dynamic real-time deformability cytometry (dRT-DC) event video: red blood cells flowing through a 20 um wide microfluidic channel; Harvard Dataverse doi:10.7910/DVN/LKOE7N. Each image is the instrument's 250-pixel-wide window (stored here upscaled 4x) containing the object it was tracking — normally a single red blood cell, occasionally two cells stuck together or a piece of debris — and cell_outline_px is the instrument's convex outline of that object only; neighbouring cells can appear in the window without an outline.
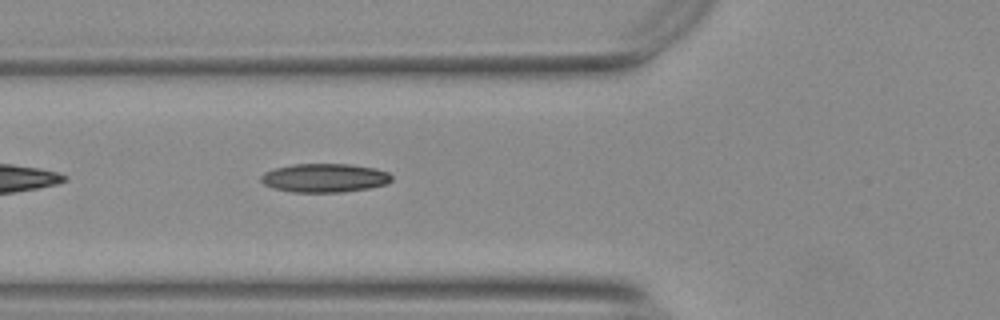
{"species": "Egyptian fruit bat (a non-hibernating species)", "species_latin": "Rousettus aegyptiacus", "temperature_condition": "warm", "stored_images_in_passage": 14, "camera_frame_rate_fps": 3000, "um_per_image_px": 0.085, "animal": {"sex": "female"}, "frame": {"image": 1, "passage_image": 5, "time_ms": 1.333, "image_size_px": [1000, 320], "cell_outline_px": [[392, 180], [388, 184], [368, 188], [344, 192], [292, 192], [272, 188], [264, 184], [260, 180], [260, 176], [264, 172], [272, 168], [292, 164], [352, 164], [376, 168], [388, 172], [392, 176]], "centroid_in_image_um": [27.58, 15.12], "position_along_channel_um": 98.2, "area_um2": 22.2}}
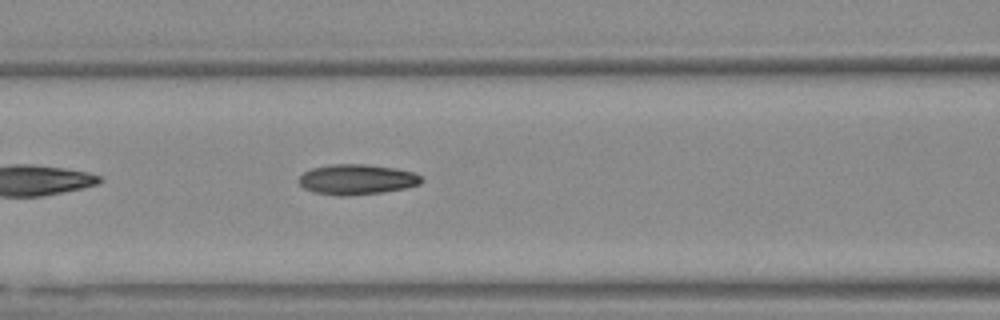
{"frame": {"image": 2, "passage_image": 8, "time_ms": 2.333, "image_size_px": [1000, 320], "cell_outline_px": [[424, 180], [420, 184], [404, 188], [380, 192], [348, 196], [340, 196], [312, 192], [304, 188], [296, 180], [304, 172], [312, 168], [332, 164], [364, 164], [392, 168], [412, 172], [420, 176]], "centroid_in_image_um": [30.28, 15.26], "position_along_channel_um": 136.3, "area_um2": 21.5}}
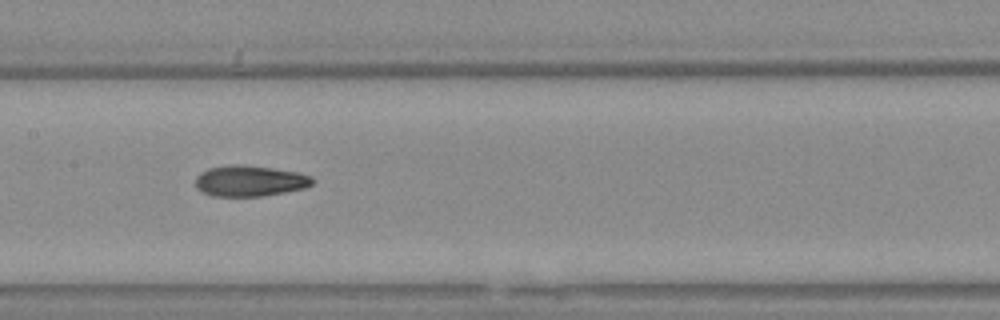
{"frame": {"image": 3, "passage_image": 12, "time_ms": 3.667, "image_size_px": [1000, 320], "cell_outline_px": [[312, 184], [304, 188], [284, 192], [260, 196], [212, 196], [196, 188], [196, 176], [200, 172], [208, 168], [228, 164], [244, 164], [272, 168], [296, 172], [312, 176]], "centroid_in_image_um": [21.19, 15.36], "position_along_channel_um": 186.2, "area_um2": 21.04}}